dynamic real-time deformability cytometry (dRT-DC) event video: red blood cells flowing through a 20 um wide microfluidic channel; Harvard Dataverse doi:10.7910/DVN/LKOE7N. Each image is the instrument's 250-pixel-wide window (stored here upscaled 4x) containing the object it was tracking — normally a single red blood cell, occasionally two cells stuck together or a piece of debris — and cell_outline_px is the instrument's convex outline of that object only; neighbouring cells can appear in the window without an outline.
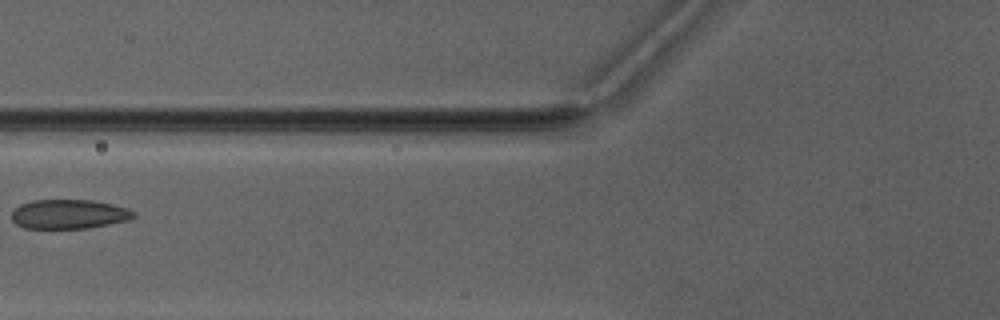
{"species": "Egyptian fruit bat (a non-hibernating species)", "species_latin": "Rousettus aegyptiacus", "temperature_condition": "warm", "stored_images_in_passage": 5, "camera_frame_rate_fps": 3000, "um_per_image_px": 0.085, "animal": {"sex": "male"}, "frame": {"image": 1, "passage_image": 4, "time_ms": 3.667, "image_size_px": [1000, 320], "cell_outline_px": [[136, 216], [128, 220], [88, 228], [24, 228], [16, 224], [12, 220], [12, 212], [20, 204], [32, 200], [92, 200], [112, 204], [128, 208], [136, 212]], "centroid_in_image_um": [5.87, 18.2], "position_along_channel_um": 119.9, "area_um2": 20.87}}
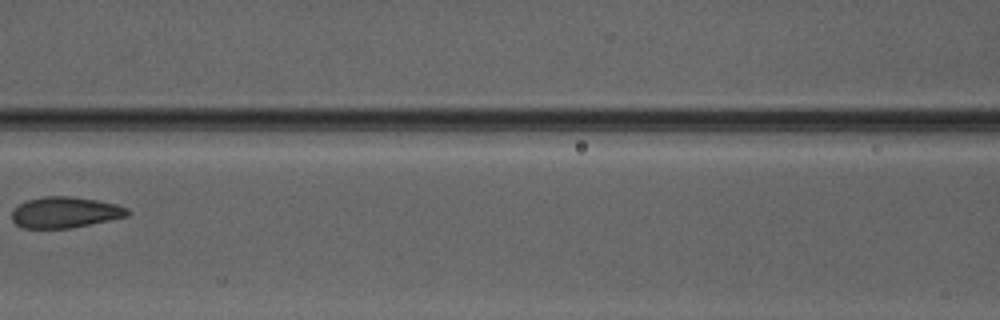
{"frame": {"image": 2, "passage_image": 5, "time_ms": 4.667, "image_size_px": [1000, 320], "cell_outline_px": [[132, 212], [128, 216], [68, 228], [20, 228], [12, 220], [12, 208], [28, 200], [44, 196], [72, 196], [96, 200], [116, 204], [128, 208]], "centroid_in_image_um": [5.51, 18.04], "position_along_channel_um": 161.1, "area_um2": 20.87}}